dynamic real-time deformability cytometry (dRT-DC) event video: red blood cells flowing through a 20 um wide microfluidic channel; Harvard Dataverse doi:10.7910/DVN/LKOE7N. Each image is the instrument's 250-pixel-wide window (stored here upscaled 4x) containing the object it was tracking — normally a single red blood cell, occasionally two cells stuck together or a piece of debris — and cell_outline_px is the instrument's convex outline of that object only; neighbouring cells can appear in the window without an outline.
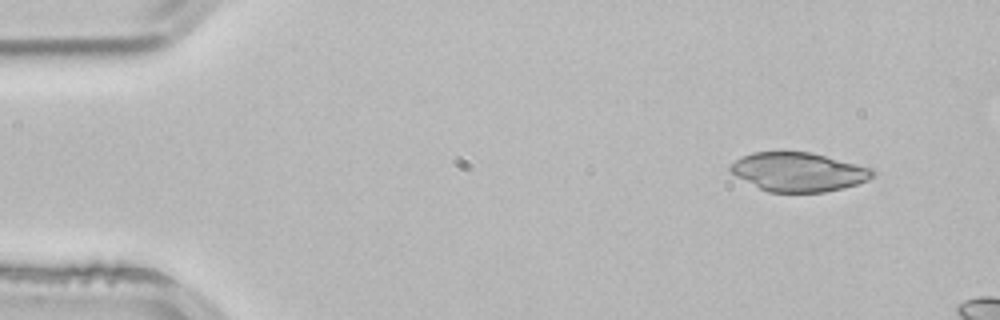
{"species": "common noctule bat (a hibernating species)", "species_latin": "Nyctalus noctula", "temperature_condition": "room temperature", "stored_images_in_passage": 4, "camera_frame_rate_fps": 3000, "um_per_image_px": 0.085, "animal": {"sex": "male", "body_mass_g": 21.5, "forearm_length_mm": 52.0}, "frame": {"image": 1, "passage_image": 1, "time_ms": 0.0, "image_size_px": [1000, 320], "cell_outline_px": [[876, 176], [868, 180], [856, 184], [824, 192], [768, 192], [736, 176], [728, 168], [728, 164], [752, 152], [812, 152], [872, 168], [876, 172]], "centroid_in_image_um": [67.88, 14.61], "position_along_channel_um": 17.1, "area_um2": 32.14}}
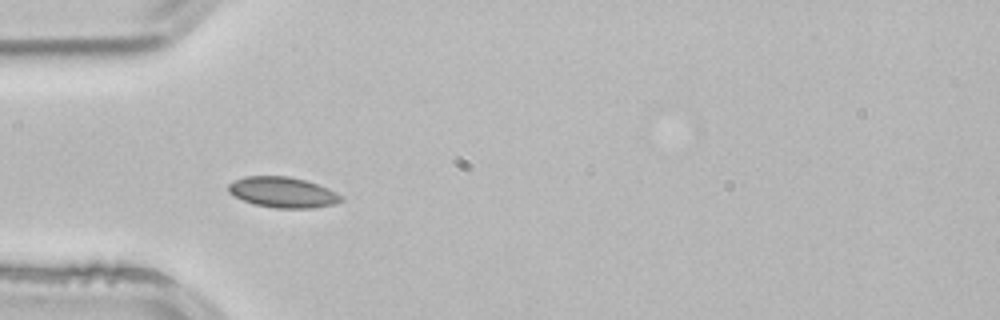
{"frame": {"image": 2, "passage_image": 4, "time_ms": 1.0, "image_size_px": [1000, 320], "cell_outline_px": [[344, 200], [336, 204], [312, 208], [276, 208], [252, 204], [228, 192], [228, 184], [244, 176], [288, 176], [304, 180], [328, 188], [344, 196]], "centroid_in_image_um": [24.07, 16.35], "position_along_channel_um": 60.9, "area_um2": 20.11}}